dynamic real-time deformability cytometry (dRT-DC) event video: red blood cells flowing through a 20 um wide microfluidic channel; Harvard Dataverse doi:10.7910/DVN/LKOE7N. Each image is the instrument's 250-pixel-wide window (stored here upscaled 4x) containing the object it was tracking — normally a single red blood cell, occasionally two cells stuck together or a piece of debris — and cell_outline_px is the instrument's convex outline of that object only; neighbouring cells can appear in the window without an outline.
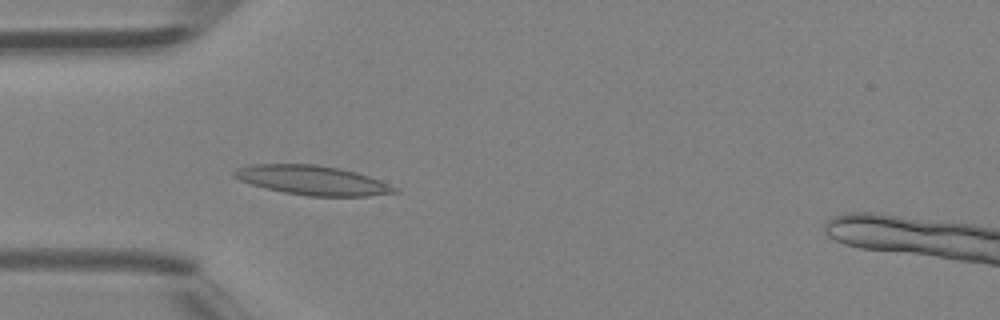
{"species": "Egyptian fruit bat (a non-hibernating species)", "species_latin": "Rousettus aegyptiacus", "temperature_condition": "room temperature", "stored_images_in_passage": 4, "camera_frame_rate_fps": 3000, "um_per_image_px": 0.085, "animal": {"sex": "female"}, "frame": {"image": 1, "passage_image": 4, "time_ms": 1.0, "image_size_px": [1000, 320], "cell_outline_px": [[400, 192], [368, 196], [308, 196], [284, 192], [252, 184], [240, 180], [232, 176], [232, 172], [236, 168], [252, 164], [316, 164], [340, 168], [356, 172], [380, 180], [396, 188]], "centroid_in_image_um": [26.55, 15.31], "position_along_channel_um": 58.5, "area_um2": 27.34}}